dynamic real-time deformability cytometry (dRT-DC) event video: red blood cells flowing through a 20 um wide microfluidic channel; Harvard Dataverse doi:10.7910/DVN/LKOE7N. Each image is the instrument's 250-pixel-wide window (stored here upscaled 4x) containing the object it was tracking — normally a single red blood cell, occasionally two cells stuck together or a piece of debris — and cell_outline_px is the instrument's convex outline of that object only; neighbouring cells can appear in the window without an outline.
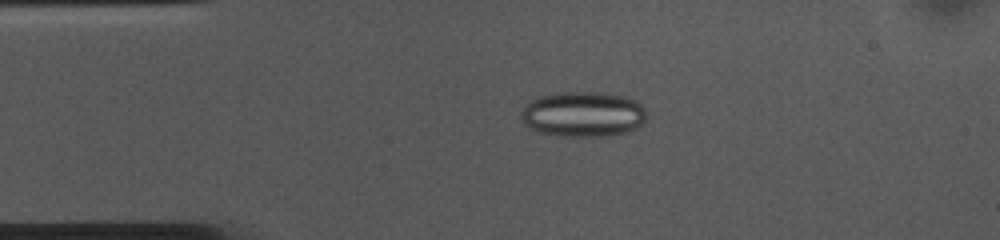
{"species": "common noctule bat (a hibernating species)", "species_latin": "Nyctalus noctula", "temperature_condition": "cold", "stored_images_in_passage": 52, "camera_frame_rate_fps": 3000, "um_per_image_px": 0.085, "animal": {"sex": "female", "body_mass_g": 10.0, "forearm_length_mm": 53.1}, "frame": {"image": 1, "passage_image": 9, "time_ms": 2.667, "image_size_px": [1000, 240], "cell_outline_px": [[644, 120], [636, 128], [628, 132], [604, 136], [560, 136], [540, 132], [532, 128], [520, 116], [524, 104], [528, 100], [536, 96], [560, 92], [604, 92], [624, 96], [636, 100], [644, 108]], "centroid_in_image_um": [49.54, 9.68], "position_along_channel_um": 35.5, "area_um2": 33.18}}
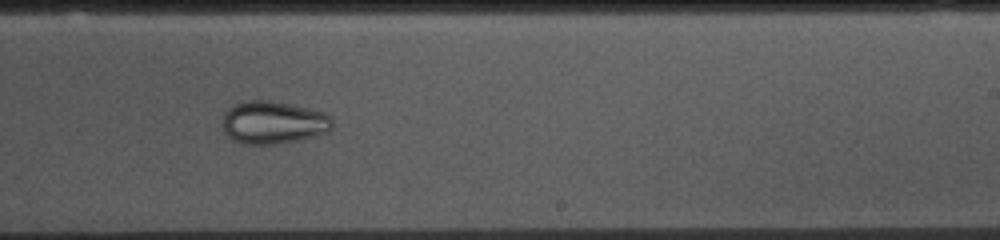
{"frame": {"image": 2, "passage_image": 30, "time_ms": 9.667, "image_size_px": [1000, 240], "cell_outline_px": [[332, 128], [328, 132], [316, 136], [276, 144], [244, 144], [232, 140], [224, 132], [224, 112], [232, 104], [244, 100], [268, 100], [308, 108], [324, 112], [332, 120]], "centroid_in_image_um": [23.2, 10.41], "position_along_channel_um": 265.8, "area_um2": 27.4}}
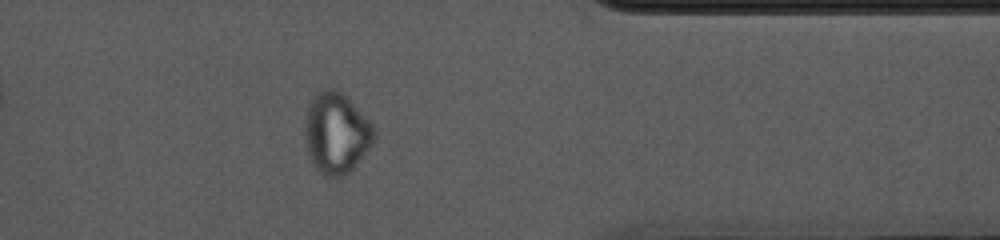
{"frame": {"image": 3, "passage_image": 41, "time_ms": 13.333, "image_size_px": [1000, 240], "cell_outline_px": [[372, 144], [356, 164], [344, 176], [336, 180], [324, 176], [312, 164], [304, 140], [304, 124], [308, 104], [312, 96], [320, 88], [336, 88], [372, 124]], "centroid_in_image_um": [28.5, 11.33], "position_along_channel_um": 382.9, "area_um2": 32.54}}